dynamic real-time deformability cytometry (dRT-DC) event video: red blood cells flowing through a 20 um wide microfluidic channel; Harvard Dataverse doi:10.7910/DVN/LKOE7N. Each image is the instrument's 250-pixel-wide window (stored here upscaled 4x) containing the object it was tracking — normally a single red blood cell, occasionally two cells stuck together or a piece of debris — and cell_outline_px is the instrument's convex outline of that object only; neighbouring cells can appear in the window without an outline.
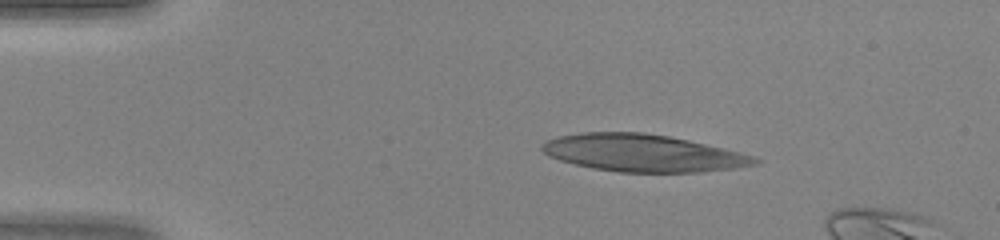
{"species": "human", "species_latin": "Homo sapiens", "temperature_condition": "warm", "stored_images_in_passage": 37, "camera_frame_rate_fps": 3000, "um_per_image_px": 0.085, "donor": {"sex": "female"}, "frame": {"image": 1, "passage_image": 2, "time_ms": 0.333, "image_size_px": [1000, 240], "cell_outline_px": [[764, 160], [760, 164], [704, 172], [620, 172], [592, 168], [560, 160], [548, 156], [540, 148], [540, 144], [548, 140], [560, 136], [580, 132], [644, 132], [668, 136], [688, 140], [724, 148], [756, 156]], "centroid_in_image_um": [54.68, 13.01], "position_along_channel_um": 30.3, "area_um2": 46.36}}
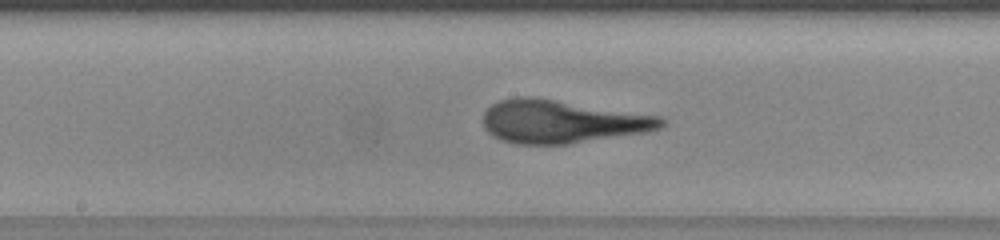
{"frame": {"image": 2, "passage_image": 18, "time_ms": 5.667, "image_size_px": [1000, 240], "cell_outline_px": [[668, 124], [664, 128], [648, 132], [568, 144], [520, 144], [500, 140], [492, 136], [484, 128], [484, 112], [492, 104], [500, 100], [516, 96], [536, 96], [660, 116], [668, 120]], "centroid_in_image_um": [47.81, 10.32], "position_along_channel_um": 200.4, "area_um2": 45.37}}
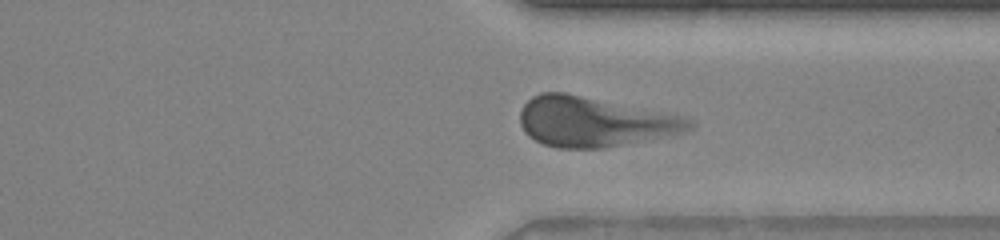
{"frame": {"image": 3, "passage_image": 29, "time_ms": 9.333, "image_size_px": [1000, 240], "cell_outline_px": [[696, 124], [688, 132], [668, 136], [604, 148], [556, 148], [544, 144], [528, 136], [524, 132], [520, 124], [520, 108], [532, 96], [540, 92], [564, 92], [680, 116], [692, 120]], "centroid_in_image_um": [50.48, 10.36], "position_along_channel_um": 360.9, "area_um2": 49.01}}